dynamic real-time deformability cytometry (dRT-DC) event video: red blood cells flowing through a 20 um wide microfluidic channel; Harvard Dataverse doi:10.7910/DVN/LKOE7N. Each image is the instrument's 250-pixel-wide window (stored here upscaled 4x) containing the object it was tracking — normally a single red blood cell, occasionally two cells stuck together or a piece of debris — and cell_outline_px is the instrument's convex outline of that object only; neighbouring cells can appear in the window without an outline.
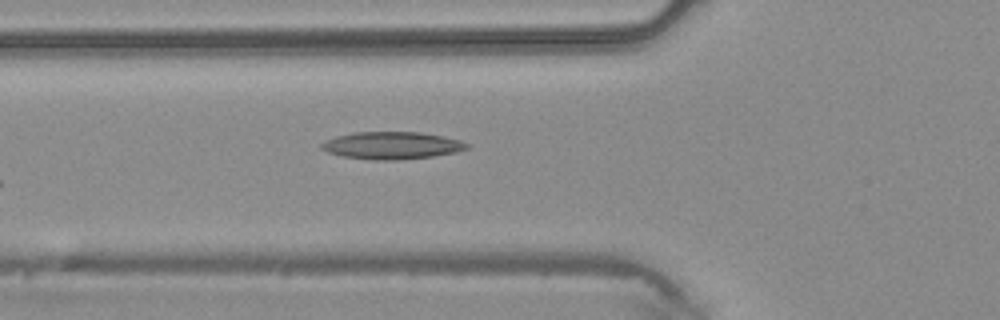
{"species": "common noctule bat (a hibernating species)", "species_latin": "Nyctalus noctula", "temperature_condition": "warm", "stored_images_in_passage": 23, "camera_frame_rate_fps": 3000, "um_per_image_px": 0.085, "animal": {"sex": "male", "body_mass_g": 20.4}, "frame": {"image": 1, "passage_image": 4, "time_ms": 1.0, "image_size_px": [1000, 320], "cell_outline_px": [[472, 144], [468, 148], [456, 152], [432, 156], [396, 160], [372, 160], [340, 156], [328, 152], [320, 148], [320, 144], [324, 140], [336, 136], [352, 132], [420, 132], [444, 136], [460, 140]], "centroid_in_image_um": [33.29, 12.36], "position_along_channel_um": 92.5, "area_um2": 23.41}}
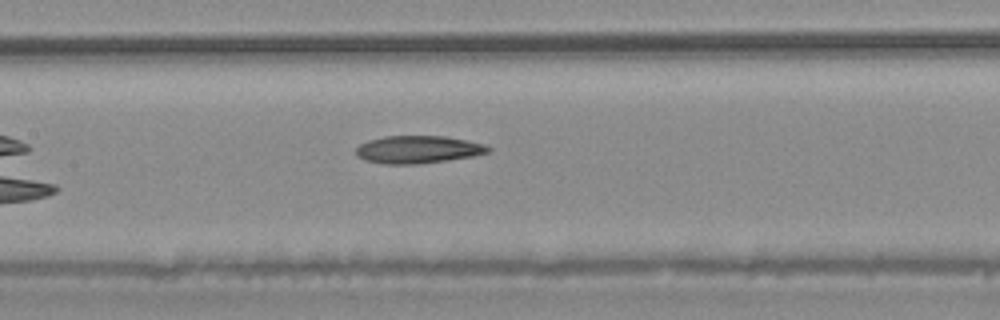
{"frame": {"image": 2, "passage_image": 9, "time_ms": 2.667, "image_size_px": [1000, 320], "cell_outline_px": [[492, 148], [488, 152], [472, 156], [448, 160], [416, 164], [384, 164], [364, 160], [356, 156], [356, 148], [360, 144], [368, 140], [384, 136], [444, 136], [484, 144]], "centroid_in_image_um": [35.48, 12.71], "position_along_channel_um": 171.9, "area_um2": 21.21}}
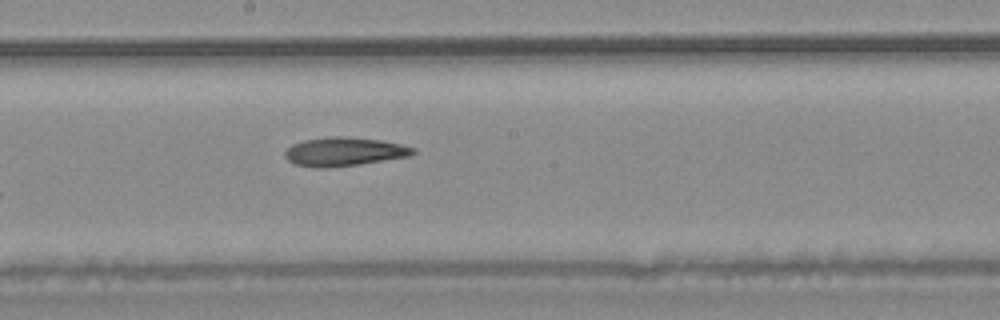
{"frame": {"image": 3, "passage_image": 12, "time_ms": 3.667, "image_size_px": [1000, 320], "cell_outline_px": [[416, 152], [408, 156], [360, 164], [328, 168], [312, 168], [296, 164], [288, 160], [284, 156], [284, 152], [292, 144], [304, 140], [328, 136], [340, 136], [380, 140], [400, 144], [416, 148]], "centroid_in_image_um": [29.22, 12.89], "position_along_channel_um": 219.0, "area_um2": 21.44}}